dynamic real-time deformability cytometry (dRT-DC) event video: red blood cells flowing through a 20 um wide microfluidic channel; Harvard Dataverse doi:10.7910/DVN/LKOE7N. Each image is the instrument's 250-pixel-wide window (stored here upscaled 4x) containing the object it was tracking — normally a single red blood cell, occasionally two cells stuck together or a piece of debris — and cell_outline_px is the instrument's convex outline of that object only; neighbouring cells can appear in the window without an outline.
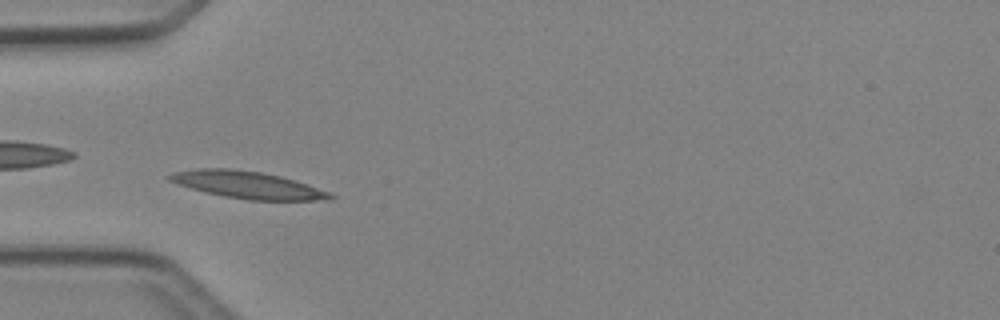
{"species": "Egyptian fruit bat (a non-hibernating species)", "species_latin": "Rousettus aegyptiacus", "temperature_condition": "cold", "stored_images_in_passage": 42, "camera_frame_rate_fps": 3000, "um_per_image_px": 0.085, "animal": {"sex": "female"}, "frame": {"image": 1, "passage_image": 9, "time_ms": 2.667, "image_size_px": [1000, 320], "cell_outline_px": [[336, 196], [332, 200], [248, 200], [224, 196], [176, 184], [168, 180], [164, 176], [172, 172], [200, 168], [228, 168], [260, 172], [280, 176], [328, 192]], "centroid_in_image_um": [20.98, 15.71], "position_along_channel_um": 64.0, "area_um2": 25.09}}
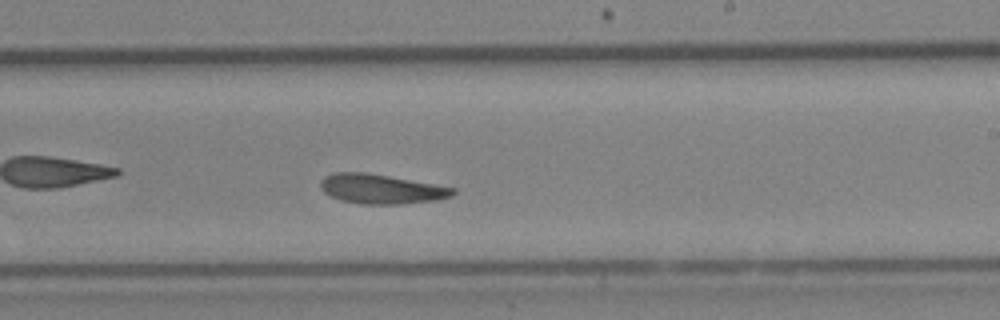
{"frame": {"image": 2, "passage_image": 23, "time_ms": 7.333, "image_size_px": [1000, 320], "cell_outline_px": [[456, 192], [452, 196], [440, 200], [404, 204], [360, 204], [340, 200], [324, 192], [320, 188], [320, 180], [324, 176], [336, 172], [360, 172], [388, 176], [456, 188]], "centroid_in_image_um": [32.41, 16.08], "position_along_channel_um": 256.6, "area_um2": 22.83}}
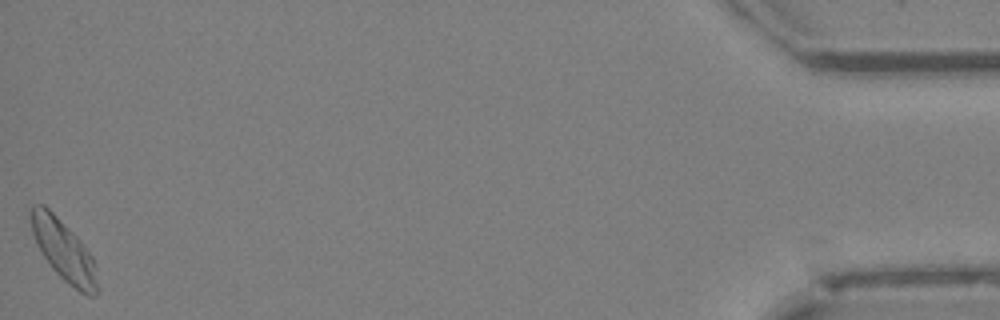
{"frame": {"image": 3, "passage_image": 42, "time_ms": 13.667, "image_size_px": [1000, 320], "cell_outline_px": [[100, 292], [96, 296], [88, 296], [80, 292], [68, 284], [52, 268], [36, 244], [32, 232], [28, 212], [32, 204], [44, 204], [80, 240], [92, 256], [96, 264]], "centroid_in_image_um": [5.44, 21.32], "position_along_channel_um": 429.8, "area_um2": 23.87}, "authors_computed_cell_mechanics": {"area_um2": 22.7732, "velocity_mm_per_s": 4.1907, "shape_relaxation_time_tau1_ms": 7.8031, "shape_relaxation_time_tau2_ms": 4.7699, "deformation_change_tau1": 0.1835, "deformation_change_tau2": 0.1371}}